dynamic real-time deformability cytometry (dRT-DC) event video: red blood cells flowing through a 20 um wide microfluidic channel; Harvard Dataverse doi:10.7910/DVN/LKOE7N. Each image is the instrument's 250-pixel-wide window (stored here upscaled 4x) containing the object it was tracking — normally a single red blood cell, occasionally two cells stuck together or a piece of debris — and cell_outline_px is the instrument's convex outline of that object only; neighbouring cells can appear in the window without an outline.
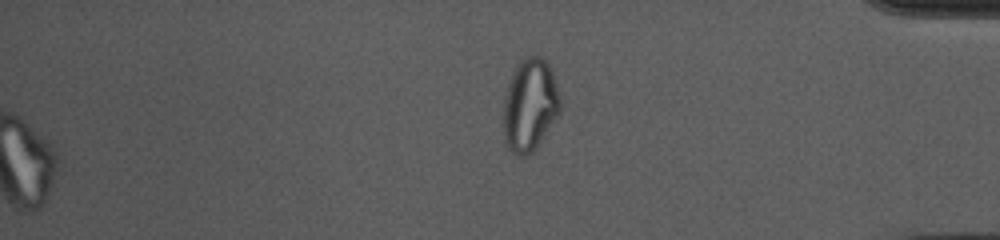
{"species": "common noctule bat (a hibernating species)", "species_latin": "Nyctalus noctula", "temperature_condition": "cold", "stored_images_in_passage": 54, "segment_of_instrument_passage": [2, 2], "camera_frame_rate_fps": 3000, "um_per_image_px": 0.085, "animal": {"sex": "female", "body_mass_g": 10.0, "forearm_length_mm": 53.1}, "frame": {"image": 1, "passage_image": 54, "time_ms": 17.667, "image_size_px": [1000, 240], "cell_outline_px": [[560, 112], [532, 152], [524, 156], [520, 156], [512, 152], [508, 148], [504, 140], [504, 96], [512, 72], [516, 64], [524, 56], [540, 56], [548, 64], [556, 80], [560, 96]], "centroid_in_image_um": [45.03, 8.89], "position_along_channel_um": 390.2, "area_um2": 30.58}}